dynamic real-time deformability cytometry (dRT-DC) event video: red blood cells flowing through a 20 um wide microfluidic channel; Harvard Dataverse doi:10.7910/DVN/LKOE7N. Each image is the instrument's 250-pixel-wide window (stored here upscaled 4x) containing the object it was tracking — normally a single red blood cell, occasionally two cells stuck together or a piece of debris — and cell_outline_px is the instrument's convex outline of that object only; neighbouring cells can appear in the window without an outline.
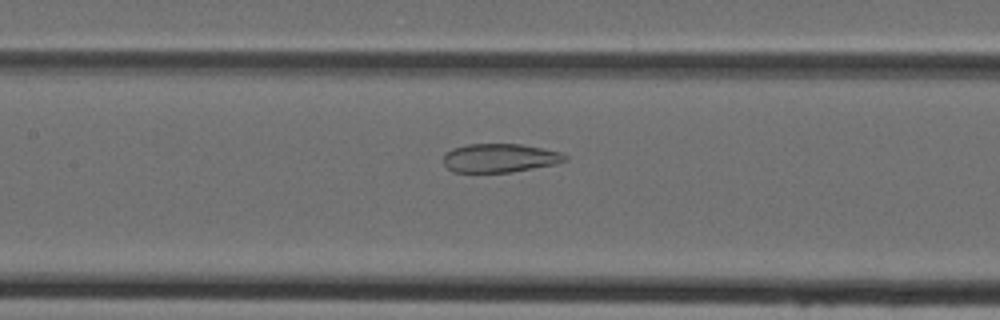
{"species": "Egyptian fruit bat (a non-hibernating species)", "species_latin": "Rousettus aegyptiacus", "temperature_condition": "cold", "stored_images_in_passage": 36, "camera_frame_rate_fps": 3000, "um_per_image_px": 0.085, "animal": {"sex": "female"}, "frame": {"image": 1, "passage_image": 11, "time_ms": 3.333, "image_size_px": [1000, 320], "cell_outline_px": [[568, 160], [556, 164], [512, 172], [452, 172], [444, 164], [444, 152], [452, 148], [468, 144], [520, 144], [560, 152], [568, 156]], "centroid_in_image_um": [42.47, 13.43], "position_along_channel_um": 164.9, "area_um2": 20.4}}
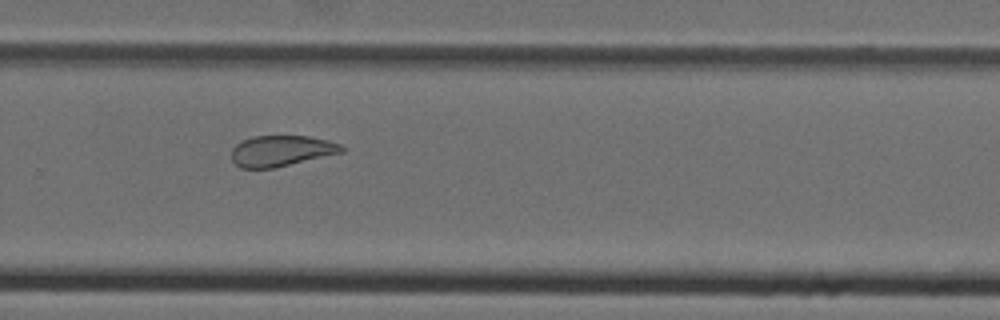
{"frame": {"image": 2, "passage_image": 21, "time_ms": 6.667, "image_size_px": [1000, 320], "cell_outline_px": [[344, 152], [276, 168], [240, 168], [232, 160], [232, 148], [236, 144], [252, 136], [308, 136], [328, 140], [340, 144], [344, 148]], "centroid_in_image_um": [23.92, 12.83], "position_along_channel_um": 305.9, "area_um2": 19.88}}
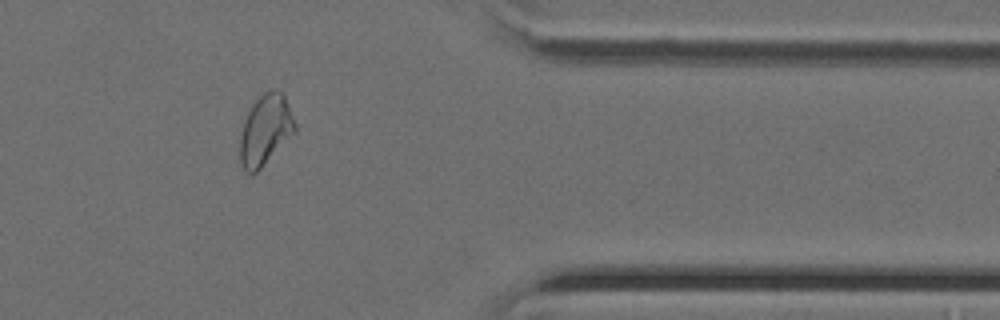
{"frame": {"image": 3, "passage_image": 28, "time_ms": 9.0, "image_size_px": [1000, 320], "cell_outline_px": [[296, 132], [256, 172], [248, 172], [244, 168], [240, 160], [240, 140], [244, 120], [252, 104], [268, 88], [272, 88], [284, 92], [296, 124]], "centroid_in_image_um": [22.59, 10.98], "position_along_channel_um": 388.8, "area_um2": 22.48}}